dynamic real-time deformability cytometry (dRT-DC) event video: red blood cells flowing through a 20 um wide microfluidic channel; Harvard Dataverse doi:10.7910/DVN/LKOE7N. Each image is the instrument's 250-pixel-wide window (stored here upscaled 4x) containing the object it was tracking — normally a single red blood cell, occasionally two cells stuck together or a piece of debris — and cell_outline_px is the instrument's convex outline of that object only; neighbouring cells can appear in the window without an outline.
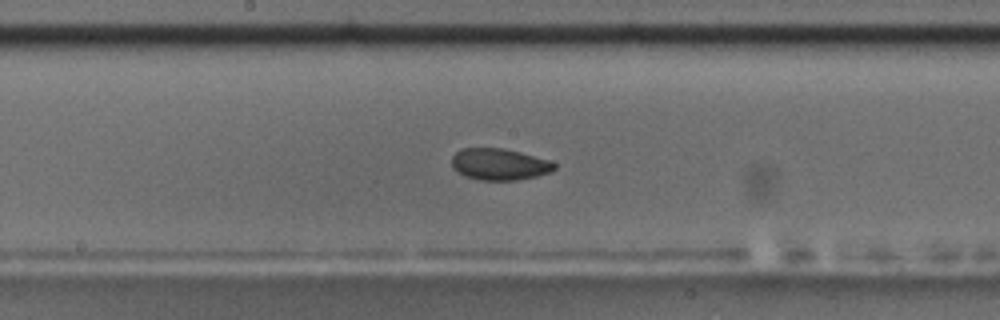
{"species": "common noctule bat (a hibernating species)", "species_latin": "Nyctalus noctula", "temperature_condition": "room temperature", "stored_images_in_passage": 46, "camera_frame_rate_fps": 3000, "um_per_image_px": 0.085, "animal": {"sex": "male", "body_mass_g": 17.5, "forearm_length_mm": 52.3}, "frame": {"image": 1, "passage_image": 20, "time_ms": 6.333, "image_size_px": [1000, 320], "cell_outline_px": [[556, 168], [552, 172], [536, 176], [516, 180], [480, 180], [464, 176], [452, 168], [452, 156], [460, 148], [504, 148], [520, 152], [548, 160], [556, 164]], "centroid_in_image_um": [42.43, 13.96], "position_along_channel_um": 205.8, "area_um2": 18.96}, "authors_computed_cell_mechanics": {"area_um2": 19.8254, "velocity_mm_per_s": 3.6881, "shape_relaxation_time_tau1_ms": 4.0311, "shape_relaxation_time_tau2_ms": 4.6199, "deformation_change_tau1": 0.085, "deformation_change_tau2": 0.0677}}